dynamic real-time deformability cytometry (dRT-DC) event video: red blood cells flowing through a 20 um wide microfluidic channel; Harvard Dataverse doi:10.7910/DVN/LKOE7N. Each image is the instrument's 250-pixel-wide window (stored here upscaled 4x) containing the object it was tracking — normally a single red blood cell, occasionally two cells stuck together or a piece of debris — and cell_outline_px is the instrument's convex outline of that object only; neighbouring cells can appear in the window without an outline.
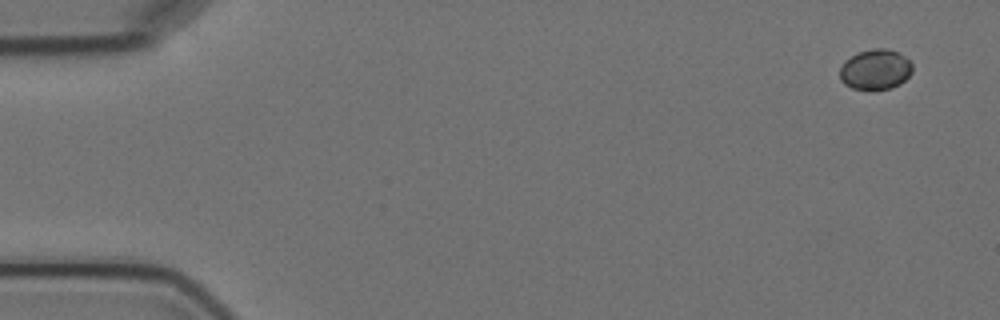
{"species": "Egyptian fruit bat (a non-hibernating species)", "species_latin": "Rousettus aegyptiacus", "temperature_condition": "cold", "stored_images_in_passage": 5, "camera_frame_rate_fps": 3000, "um_per_image_px": 0.085, "animal": {"sex": "female"}, "frame": {"image": 1, "passage_image": 1, "time_ms": 0.0, "image_size_px": [1000, 320], "cell_outline_px": [[912, 72], [900, 84], [892, 88], [876, 92], [852, 88], [844, 84], [840, 80], [840, 68], [844, 60], [860, 52], [872, 48], [888, 48], [900, 52], [912, 64]], "centroid_in_image_um": [74.41, 5.93], "position_along_channel_um": 10.6, "area_um2": 17.51}}
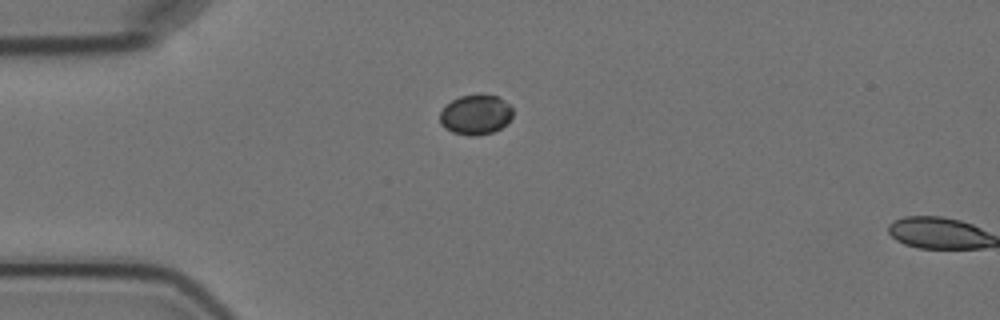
{"frame": {"image": 2, "passage_image": 4, "time_ms": 4.0, "image_size_px": [1000, 320], "cell_outline_px": [[512, 116], [500, 128], [492, 132], [476, 136], [468, 136], [452, 132], [444, 128], [440, 124], [440, 112], [452, 100], [460, 96], [496, 96], [508, 104], [512, 108]], "centroid_in_image_um": [40.39, 9.78], "position_along_channel_um": 44.6, "area_um2": 16.53}}